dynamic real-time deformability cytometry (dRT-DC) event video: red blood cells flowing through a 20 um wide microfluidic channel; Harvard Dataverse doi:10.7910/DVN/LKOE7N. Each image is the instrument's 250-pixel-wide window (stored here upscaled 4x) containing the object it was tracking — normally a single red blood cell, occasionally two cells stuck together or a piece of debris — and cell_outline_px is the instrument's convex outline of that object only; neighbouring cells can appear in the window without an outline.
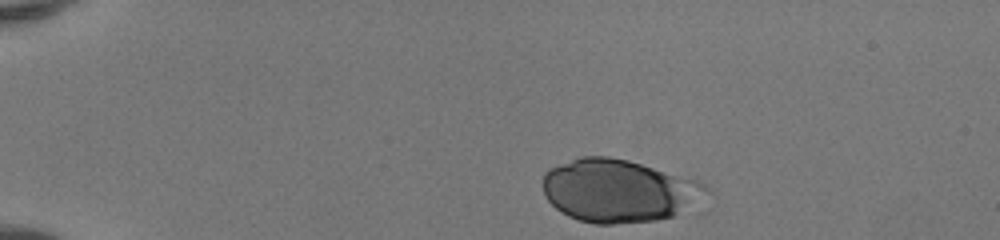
{"species": "human", "species_latin": "Homo sapiens", "temperature_condition": "room temperature", "stored_images_in_passage": 41, "camera_frame_rate_fps": 3000, "um_per_image_px": 0.085, "donor": {"sex": "female"}, "frame": {"image": 1, "passage_image": 1, "time_ms": 0.0, "image_size_px": [1000, 240], "cell_outline_px": [[708, 192], [676, 216], [656, 220], [612, 224], [596, 224], [580, 220], [568, 216], [556, 208], [548, 200], [544, 192], [544, 172], [548, 168], [580, 156], [608, 156], [628, 160], [696, 180], [704, 184], [708, 188]], "centroid_in_image_um": [52.54, 16.2], "position_along_channel_um": 32.5, "area_um2": 59.36}}